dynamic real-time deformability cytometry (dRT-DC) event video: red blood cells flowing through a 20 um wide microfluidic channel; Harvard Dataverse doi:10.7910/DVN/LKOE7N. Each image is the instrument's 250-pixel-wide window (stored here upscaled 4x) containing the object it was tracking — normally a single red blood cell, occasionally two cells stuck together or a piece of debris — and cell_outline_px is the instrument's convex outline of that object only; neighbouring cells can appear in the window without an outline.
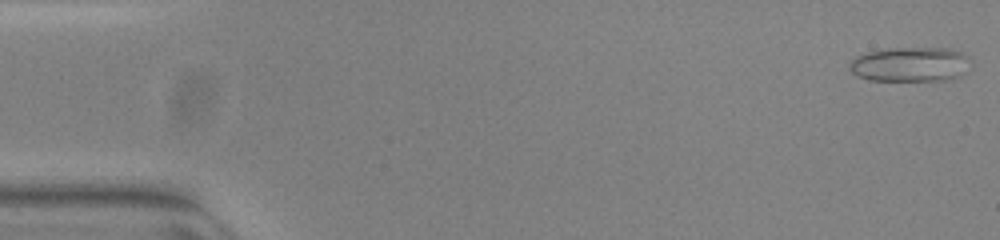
{"species": "common noctule bat (a hibernating species)", "species_latin": "Nyctalus noctula", "temperature_condition": "warm", "stored_images_in_passage": 52, "camera_frame_rate_fps": 3000, "um_per_image_px": 0.085, "animal": {"sex": "female", "body_mass_g": 23.0, "forearm_length_mm": 53.4}, "frame": {"image": 1, "passage_image": 1, "time_ms": 0.0, "image_size_px": [1000, 240], "cell_outline_px": [[968, 56], [960, 76], [952, 80], [868, 80], [856, 76], [848, 68], [848, 60], [856, 56], [868, 52], [888, 48], [948, 48], [960, 52]], "centroid_in_image_um": [77.25, 5.47], "position_along_channel_um": 7.7, "area_um2": 24.28}}
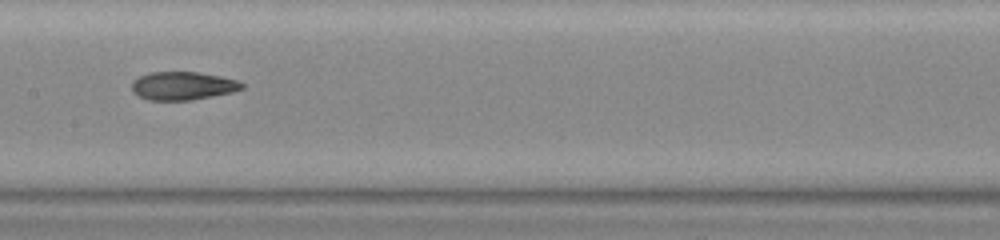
{"frame": {"image": 2, "passage_image": 26, "time_ms": 8.333, "image_size_px": [1000, 240], "cell_outline_px": [[244, 88], [232, 92], [192, 100], [148, 100], [132, 92], [132, 80], [140, 76], [152, 72], [200, 72], [220, 76], [236, 80], [244, 84]], "centroid_in_image_um": [15.53, 7.29], "position_along_channel_um": 191.9, "area_um2": 18.09}}
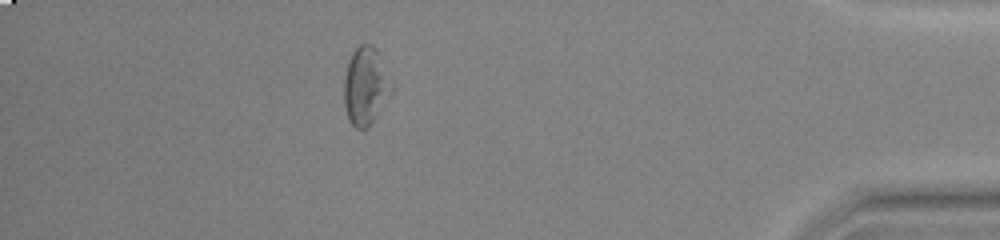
{"frame": {"image": 3, "passage_image": 46, "time_ms": 15.0, "image_size_px": [1000, 240], "cell_outline_px": [[392, 92], [368, 128], [356, 128], [348, 120], [344, 104], [344, 76], [348, 60], [352, 52], [360, 44], [372, 44], [376, 48], [392, 80]], "centroid_in_image_um": [31.07, 7.29], "position_along_channel_um": 404.1, "area_um2": 21.68}, "authors_computed_cell_mechanics": {"area_um2": 20.0566, "velocity_mm_per_s": 3.9096, "shape_relaxation_time_tau1_ms": null, "shape_relaxation_time_tau2_ms": 2.3215, "deformation_change_tau1": null, "deformation_change_tau2": 0.088}}